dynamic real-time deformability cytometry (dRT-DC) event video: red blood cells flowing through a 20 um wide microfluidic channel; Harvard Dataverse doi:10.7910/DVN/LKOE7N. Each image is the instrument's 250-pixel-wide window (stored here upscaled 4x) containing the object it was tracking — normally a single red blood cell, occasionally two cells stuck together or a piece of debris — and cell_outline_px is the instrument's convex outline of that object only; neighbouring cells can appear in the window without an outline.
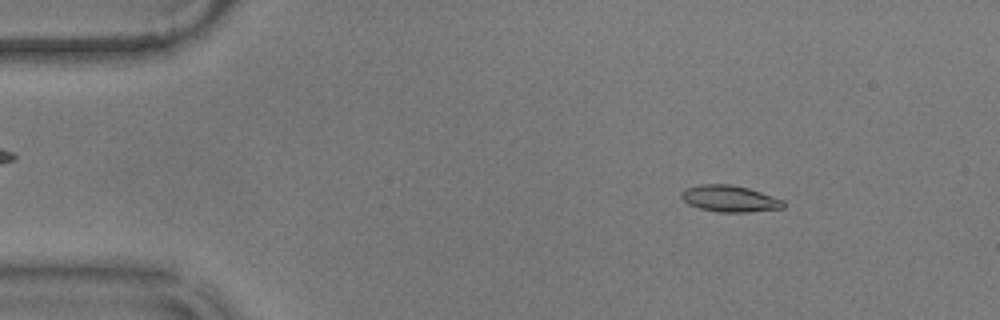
{"species": "common noctule bat (a hibernating species)", "species_latin": "Nyctalus noctula", "temperature_condition": "warm", "stored_images_in_passage": 55, "camera_frame_rate_fps": 3000, "um_per_image_px": 0.085, "animal": {"sex": "male", "body_mass_g": 17.9}, "frame": {"image": 1, "passage_image": 7, "time_ms": 2.0, "image_size_px": [1000, 320], "cell_outline_px": [[784, 208], [748, 212], [716, 212], [700, 208], [688, 204], [680, 196], [680, 192], [688, 188], [700, 184], [732, 184], [748, 188], [784, 200]], "centroid_in_image_um": [62.02, 16.89], "position_along_channel_um": 23.0, "area_um2": 15.72}}
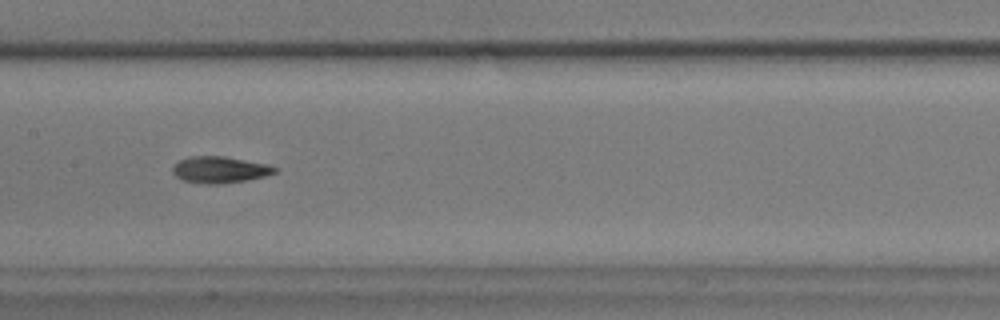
{"frame": {"image": 2, "passage_image": 27, "time_ms": 8.667, "image_size_px": [1000, 320], "cell_outline_px": [[276, 172], [264, 176], [244, 180], [220, 184], [204, 184], [184, 180], [176, 176], [172, 172], [172, 168], [180, 160], [192, 156], [224, 156], [268, 164], [276, 168]], "centroid_in_image_um": [18.67, 14.42], "position_along_channel_um": 188.7, "area_um2": 15.55}}
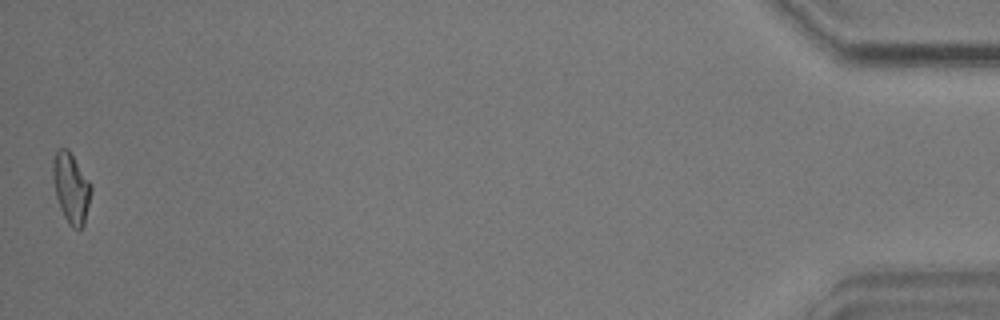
{"frame": {"image": 3, "passage_image": 55, "time_ms": 18.0, "image_size_px": [1000, 320], "cell_outline_px": [[92, 188], [84, 224], [80, 228], [72, 228], [68, 224], [60, 208], [56, 196], [52, 176], [52, 160], [56, 148], [68, 148], [92, 184]], "centroid_in_image_um": [6.03, 15.92], "position_along_channel_um": 429.2, "area_um2": 15.78}, "authors_computed_cell_mechanics": {"area_um2": 15.4326, "velocity_mm_per_s": 3.5857, "shape_relaxation_time_tau1_ms": 6.1134, "shape_relaxation_time_tau2_ms": 2.9912, "deformation_change_tau1": 0.1657, "deformation_change_tau2": 0.0993}}